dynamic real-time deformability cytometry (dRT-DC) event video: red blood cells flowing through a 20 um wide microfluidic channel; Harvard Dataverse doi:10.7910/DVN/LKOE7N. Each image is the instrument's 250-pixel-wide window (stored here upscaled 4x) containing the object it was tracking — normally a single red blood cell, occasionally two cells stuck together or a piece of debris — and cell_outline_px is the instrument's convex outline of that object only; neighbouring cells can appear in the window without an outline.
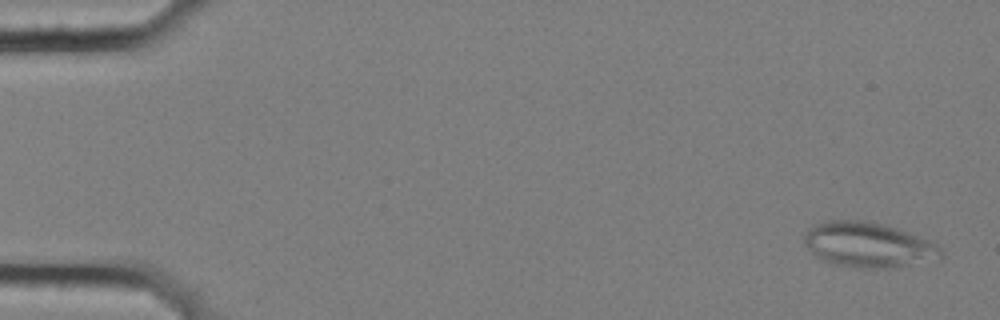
{"species": "common noctule bat (a hibernating species)", "species_latin": "Nyctalus noctula", "temperature_condition": "cold", "stored_images_in_passage": 57, "camera_frame_rate_fps": 3000, "um_per_image_px": 0.085, "animal": {"sex": "female", "body_mass_g": 25.1}, "frame": {"image": 1, "passage_image": 3, "time_ms": 0.667, "image_size_px": [1000, 320], "cell_outline_px": [[944, 256], [940, 260], [888, 268], [852, 268], [832, 264], [820, 260], [804, 244], [804, 236], [812, 224], [824, 220], [856, 220], [880, 224], [896, 228], [932, 240], [944, 252]], "centroid_in_image_um": [73.82, 20.83], "position_along_channel_um": 11.2, "area_um2": 36.41}}
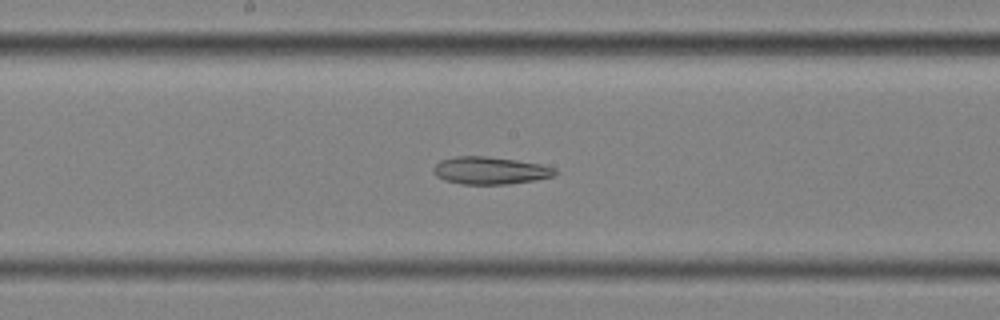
{"frame": {"image": 2, "passage_image": 31, "time_ms": 10.0, "image_size_px": [1000, 320], "cell_outline_px": [[560, 172], [552, 176], [532, 180], [508, 184], [460, 184], [444, 180], [436, 176], [432, 172], [432, 168], [440, 160], [456, 156], [484, 156], [516, 160], [540, 164], [556, 168]], "centroid_in_image_um": [41.63, 14.49], "position_along_channel_um": 206.6, "area_um2": 19.48}}
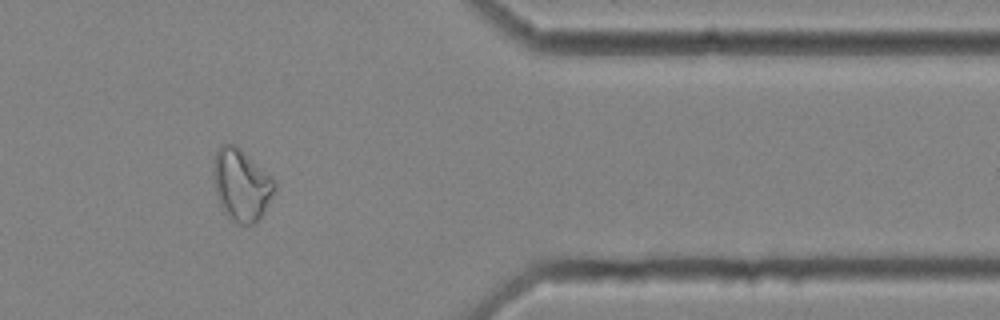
{"frame": {"image": 3, "passage_image": 48, "time_ms": 15.667, "image_size_px": [1000, 320], "cell_outline_px": [[276, 188], [260, 220], [256, 224], [240, 224], [232, 220], [224, 212], [220, 204], [216, 192], [212, 176], [212, 168], [216, 152], [220, 144], [236, 144], [272, 176], [276, 180]], "centroid_in_image_um": [20.52, 15.7], "position_along_channel_um": 390.9, "area_um2": 25.95}, "authors_computed_cell_mechanics": {"area_um2": 26.8192, "velocity_mm_per_s": 3.5689, "shape_relaxation_time_tau1_ms": null, "shape_relaxation_time_tau2_ms": 7.9482, "deformation_change_tau1": null, "deformation_change_tau2": 0.1706}}